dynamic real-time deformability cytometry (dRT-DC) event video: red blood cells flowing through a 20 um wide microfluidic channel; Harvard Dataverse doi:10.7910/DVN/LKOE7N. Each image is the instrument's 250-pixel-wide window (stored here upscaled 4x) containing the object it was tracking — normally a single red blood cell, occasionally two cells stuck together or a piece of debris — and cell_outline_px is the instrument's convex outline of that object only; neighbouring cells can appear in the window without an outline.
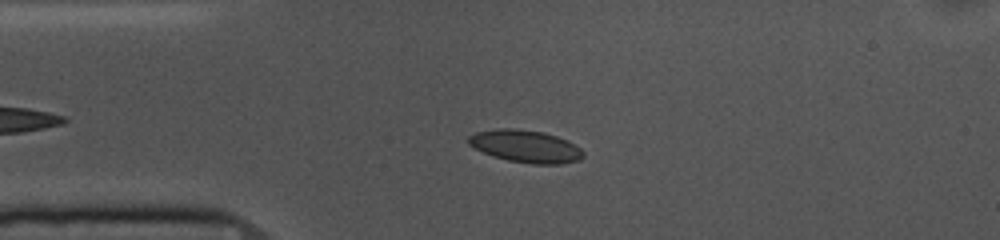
{"species": "common noctule bat (a hibernating species)", "species_latin": "Nyctalus noctula", "temperature_condition": "cold", "stored_images_in_passage": 49, "camera_frame_rate_fps": 3000, "um_per_image_px": 0.085, "animal": {"sex": "female", "body_mass_g": 10.0, "forearm_length_mm": 53.1}, "frame": {"image": 1, "passage_image": 11, "time_ms": 3.333, "image_size_px": [1000, 240], "cell_outline_px": [[584, 156], [580, 160], [560, 164], [532, 164], [508, 160], [492, 156], [468, 144], [468, 136], [476, 132], [496, 128], [516, 128], [544, 132], [568, 140], [580, 148], [584, 152]], "centroid_in_image_um": [44.69, 12.43], "position_along_channel_um": 40.3, "area_um2": 21.79}}
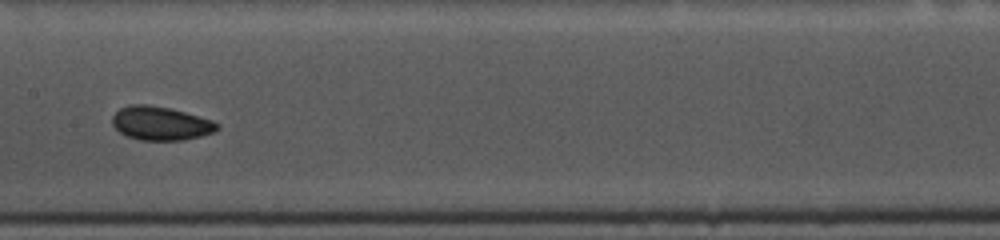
{"frame": {"image": 2, "passage_image": 25, "time_ms": 8.0, "image_size_px": [1000, 240], "cell_outline_px": [[220, 128], [216, 132], [184, 140], [140, 140], [128, 136], [120, 132], [112, 124], [112, 116], [120, 108], [132, 104], [148, 104], [172, 108], [212, 120], [220, 124]], "centroid_in_image_um": [13.69, 10.48], "position_along_channel_um": 193.7, "area_um2": 20.75}}
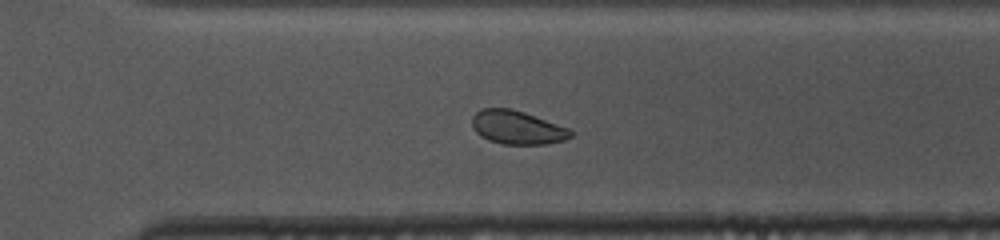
{"frame": {"image": 3, "passage_image": 36, "time_ms": 11.667, "image_size_px": [1000, 240], "cell_outline_px": [[572, 136], [564, 140], [544, 144], [504, 144], [488, 140], [480, 136], [472, 128], [472, 116], [480, 108], [512, 108], [524, 112], [568, 128], [572, 132]], "centroid_in_image_um": [43.91, 10.83], "position_along_channel_um": 326.7, "area_um2": 19.25}, "authors_computed_cell_mechanics": {"area_um2": 20.6924, "velocity_mm_per_s": 3.6385, "shape_relaxation_time_tau1_ms": 2.1867, "shape_relaxation_time_tau2_ms": 3.1586, "deformation_change_tau1": 0.0662, "deformation_change_tau2": 0.056}}